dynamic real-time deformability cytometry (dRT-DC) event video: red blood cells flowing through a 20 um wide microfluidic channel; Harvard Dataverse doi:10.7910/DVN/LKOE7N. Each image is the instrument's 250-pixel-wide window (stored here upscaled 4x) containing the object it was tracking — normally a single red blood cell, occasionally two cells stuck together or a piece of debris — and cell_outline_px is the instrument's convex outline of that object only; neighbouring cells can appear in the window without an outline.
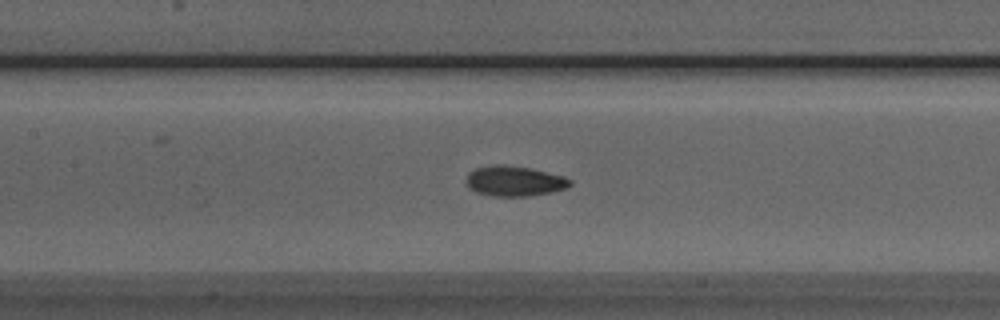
{"species": "Egyptian fruit bat (a non-hibernating species)", "species_latin": "Rousettus aegyptiacus", "temperature_condition": "room temperature", "stored_images_in_passage": 44, "camera_frame_rate_fps": 3000, "um_per_image_px": 0.085, "animal": {"sex": "male"}, "frame": {"image": 1, "passage_image": 17, "time_ms": 5.333, "image_size_px": [1000, 320], "cell_outline_px": [[572, 184], [568, 188], [552, 192], [528, 196], [492, 196], [476, 192], [468, 188], [464, 180], [468, 172], [476, 168], [492, 164], [504, 164], [532, 168], [564, 176], [572, 180]], "centroid_in_image_um": [43.71, 15.38], "position_along_channel_um": 163.7, "area_um2": 18.73}}
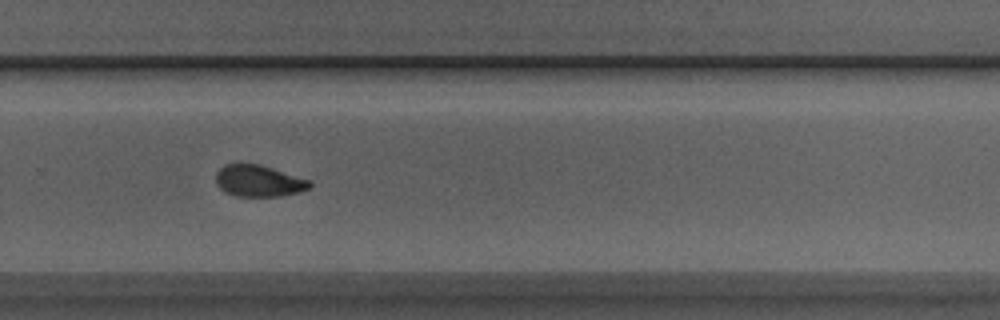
{"frame": {"image": 2, "passage_image": 28, "time_ms": 9.0, "image_size_px": [1000, 320], "cell_outline_px": [[312, 188], [300, 192], [280, 196], [236, 196], [224, 192], [216, 184], [216, 172], [224, 164], [260, 164], [308, 180], [312, 184]], "centroid_in_image_um": [21.97, 15.39], "position_along_channel_um": 307.8, "area_um2": 17.22}}
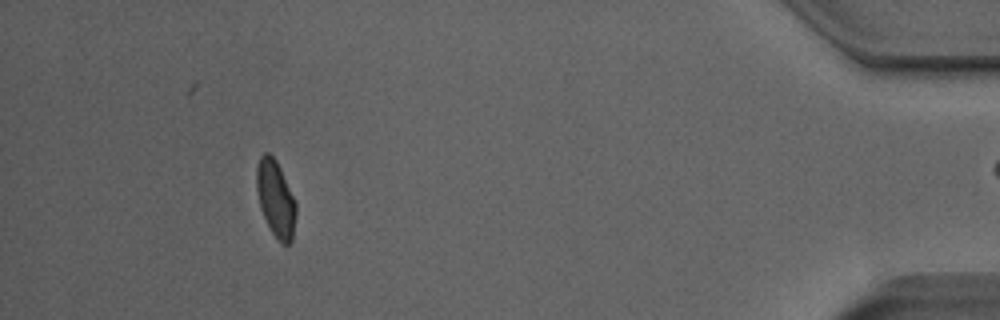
{"frame": {"image": 3, "passage_image": 41, "time_ms": 13.333, "image_size_px": [1000, 320], "cell_outline_px": [[296, 216], [292, 240], [288, 244], [280, 244], [276, 240], [260, 208], [256, 188], [256, 168], [260, 156], [264, 152], [268, 152], [276, 160], [280, 168], [296, 204]], "centroid_in_image_um": [23.42, 16.9], "position_along_channel_um": 411.8, "area_um2": 17.51}, "authors_computed_cell_mechanics": {"area_um2": 17.918, "velocity_mm_per_s": 3.9502, "shape_relaxation_time_tau1_ms": 3.88, "shape_relaxation_time_tau2_ms": 1.7554, "deformation_change_tau1": 0.1101, "deformation_change_tau2": 0.0663}}